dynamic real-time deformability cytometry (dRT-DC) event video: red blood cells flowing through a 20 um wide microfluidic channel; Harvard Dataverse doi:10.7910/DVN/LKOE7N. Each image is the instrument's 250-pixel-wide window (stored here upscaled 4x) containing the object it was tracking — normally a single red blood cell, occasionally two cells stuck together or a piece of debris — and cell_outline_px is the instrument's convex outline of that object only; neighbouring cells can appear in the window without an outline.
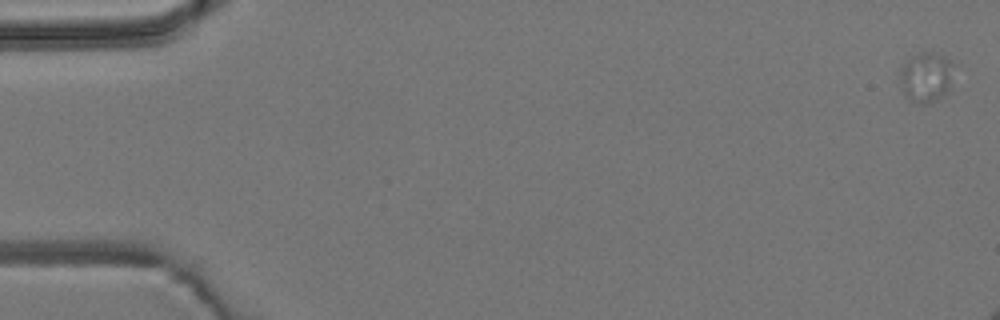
{"species": "common noctule bat (a hibernating species)", "species_latin": "Nyctalus noctula", "temperature_condition": "room temperature", "stored_images_in_passage": 4, "camera_frame_rate_fps": 3000, "um_per_image_px": 0.085, "animal": {"sex": "male", "body_mass_g": 19.2, "forearm_length_mm": 51.8}, "frame": {"image": 1, "passage_image": 1, "time_ms": 0.0, "image_size_px": [1000, 320], "cell_outline_px": [[948, 88], [936, 100], [924, 104], [920, 104], [908, 100], [904, 92], [900, 80], [900, 68], [912, 56], [920, 52], [932, 52], [944, 56], [948, 60]], "centroid_in_image_um": [78.6, 6.57], "position_along_channel_um": 6.4, "area_um2": 14.74}}